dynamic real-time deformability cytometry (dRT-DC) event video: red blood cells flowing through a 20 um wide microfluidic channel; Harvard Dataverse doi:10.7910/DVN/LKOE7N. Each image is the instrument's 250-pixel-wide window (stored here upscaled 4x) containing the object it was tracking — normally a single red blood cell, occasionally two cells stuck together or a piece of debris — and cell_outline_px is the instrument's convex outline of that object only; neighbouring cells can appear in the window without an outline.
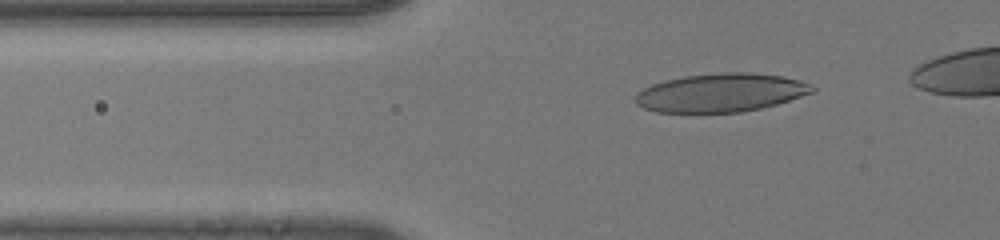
{"species": "human", "species_latin": "Homo sapiens", "temperature_condition": "room temperature", "stored_images_in_passage": 44, "camera_frame_rate_fps": 3000, "um_per_image_px": 0.085, "donor": {"sex": "male"}, "frame": {"image": 1, "passage_image": 13, "time_ms": 4.0, "image_size_px": [1000, 240], "cell_outline_px": [[816, 88], [812, 92], [776, 104], [760, 108], [740, 112], [656, 112], [644, 108], [636, 104], [636, 92], [652, 84], [664, 80], [684, 76], [720, 72], [748, 72], [780, 76], [800, 80], [812, 84]], "centroid_in_image_um": [61.25, 7.87], "position_along_channel_um": 64.6, "area_um2": 39.54}}
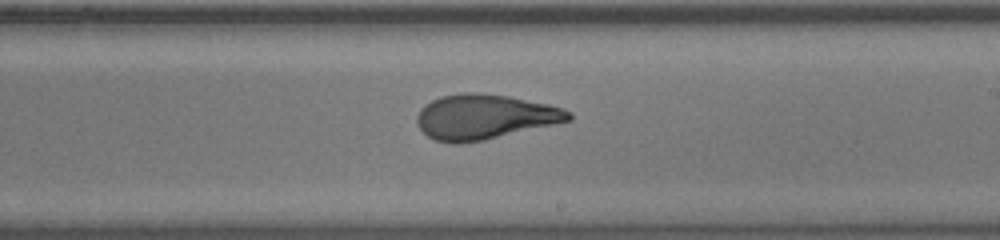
{"frame": {"image": 2, "passage_image": 28, "time_ms": 9.0, "image_size_px": [1000, 240], "cell_outline_px": [[572, 120], [484, 140], [436, 140], [428, 136], [420, 128], [416, 120], [416, 116], [420, 108], [432, 100], [440, 96], [460, 92], [480, 92], [508, 96], [548, 104], [564, 108], [572, 112]], "centroid_in_image_um": [41.23, 9.88], "position_along_channel_um": 247.8, "area_um2": 39.07}}
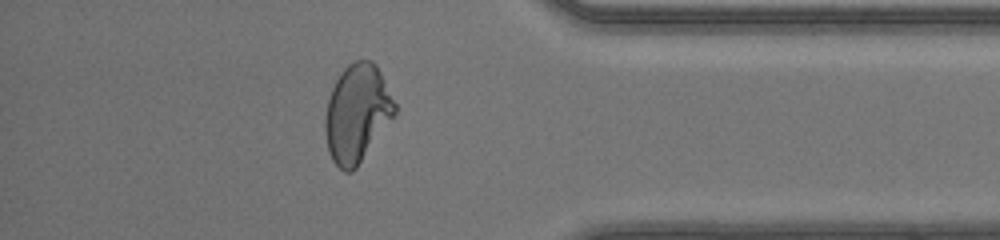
{"frame": {"image": 3, "passage_image": 40, "time_ms": 13.0, "image_size_px": [1000, 240], "cell_outline_px": [[396, 116], [356, 168], [352, 172], [344, 172], [332, 160], [328, 152], [324, 132], [324, 120], [328, 100], [332, 88], [340, 72], [348, 64], [356, 60], [372, 60], [376, 64], [396, 104]], "centroid_in_image_um": [30.35, 9.65], "position_along_channel_um": 404.8, "area_um2": 40.0}}